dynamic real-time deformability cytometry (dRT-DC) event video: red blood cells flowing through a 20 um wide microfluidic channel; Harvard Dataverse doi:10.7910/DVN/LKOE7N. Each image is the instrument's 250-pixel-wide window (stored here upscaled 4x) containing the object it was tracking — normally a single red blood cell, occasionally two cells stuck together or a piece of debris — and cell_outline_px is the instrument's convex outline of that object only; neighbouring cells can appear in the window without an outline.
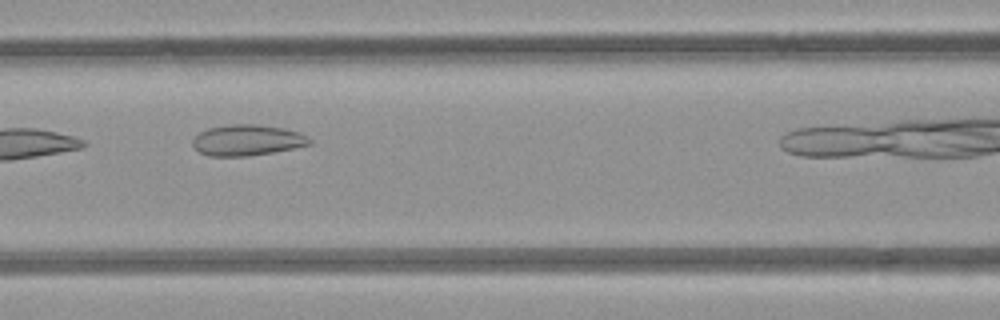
{"species": "common noctule bat (a hibernating species)", "species_latin": "Nyctalus noctula", "temperature_condition": "room temperature", "stored_images_in_passage": 7, "camera_frame_rate_fps": 3000, "um_per_image_px": 0.085, "animal": {"sex": "female", "body_mass_g": 21.9}, "frame": {"image": 1, "passage_image": 3, "time_ms": 2.333, "image_size_px": [1000, 320], "cell_outline_px": [[312, 144], [272, 152], [248, 156], [208, 156], [200, 152], [192, 144], [192, 140], [200, 132], [208, 128], [232, 124], [256, 124], [284, 128], [300, 132], [312, 140]], "centroid_in_image_um": [21.02, 11.91], "position_along_channel_um": 145.6, "area_um2": 20.98}}
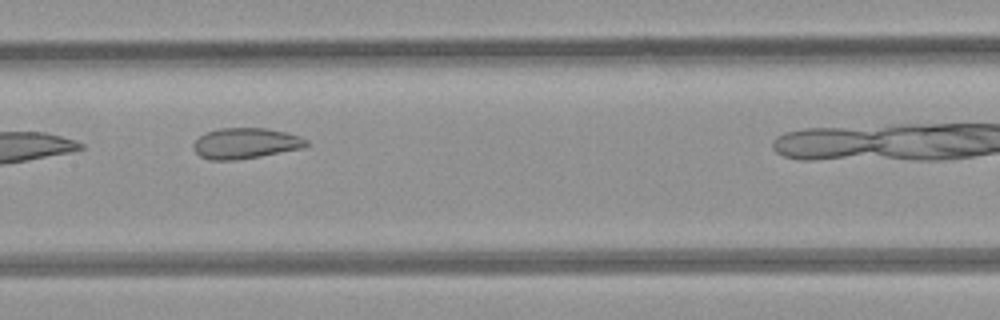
{"frame": {"image": 2, "passage_image": 4, "time_ms": 3.333, "image_size_px": [1000, 320], "cell_outline_px": [[312, 144], [304, 148], [260, 156], [236, 160], [208, 160], [200, 156], [192, 148], [192, 144], [200, 136], [208, 132], [220, 128], [268, 128], [288, 132], [300, 136], [308, 140]], "centroid_in_image_um": [20.92, 12.18], "position_along_channel_um": 186.5, "area_um2": 20.46}}